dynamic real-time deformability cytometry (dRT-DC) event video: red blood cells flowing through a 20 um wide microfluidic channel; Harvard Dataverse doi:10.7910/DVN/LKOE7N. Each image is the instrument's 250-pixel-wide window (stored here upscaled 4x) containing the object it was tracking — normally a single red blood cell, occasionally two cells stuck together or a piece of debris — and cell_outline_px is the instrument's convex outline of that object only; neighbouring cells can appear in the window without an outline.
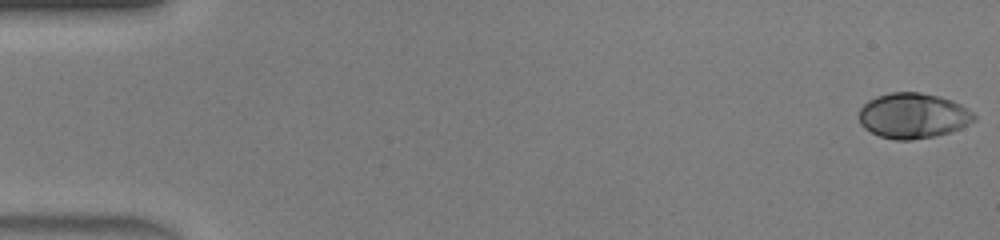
{"species": "human", "species_latin": "Homo sapiens", "temperature_condition": "warm", "stored_images_in_passage": 44, "camera_frame_rate_fps": 3000, "um_per_image_px": 0.085, "donor": {"sex": "male"}, "frame": {"image": 1, "passage_image": 1, "time_ms": 0.0, "image_size_px": [1000, 240], "cell_outline_px": [[976, 120], [960, 128], [936, 136], [912, 140], [896, 140], [880, 136], [864, 128], [860, 124], [860, 108], [868, 100], [876, 96], [892, 92], [920, 92], [940, 96], [952, 100], [968, 108], [976, 116]], "centroid_in_image_um": [77.62, 9.83], "position_along_channel_um": 7.4, "area_um2": 30.46}}
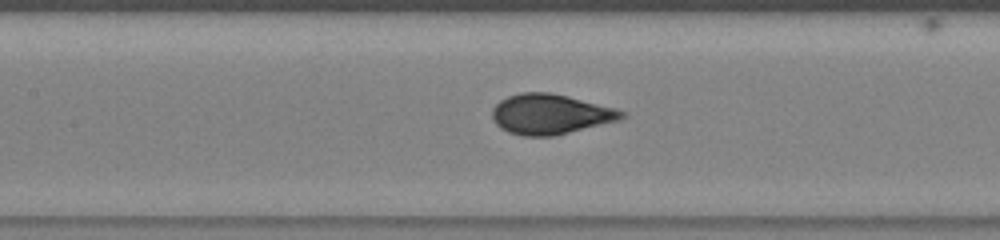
{"frame": {"image": 2, "passage_image": 22, "time_ms": 7.0, "image_size_px": [1000, 240], "cell_outline_px": [[628, 116], [620, 120], [552, 136], [524, 136], [508, 132], [500, 128], [496, 124], [492, 116], [492, 108], [500, 100], [508, 96], [520, 92], [548, 92], [568, 96], [616, 108], [628, 112]], "centroid_in_image_um": [46.8, 9.7], "position_along_channel_um": 160.6, "area_um2": 30.4}}
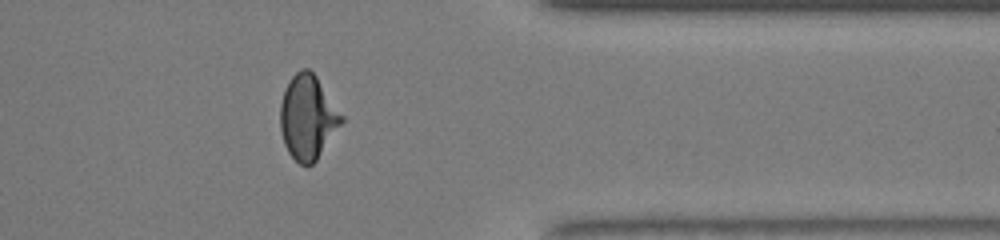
{"frame": {"image": 3, "passage_image": 38, "time_ms": 12.333, "image_size_px": [1000, 240], "cell_outline_px": [[344, 120], [316, 160], [312, 164], [300, 164], [288, 152], [284, 144], [280, 128], [280, 104], [284, 88], [288, 80], [300, 68], [308, 68], [316, 76], [344, 116]], "centroid_in_image_um": [26.14, 9.93], "position_along_channel_um": 385.3, "area_um2": 30.0}, "authors_computed_cell_mechanics": {"area_um2": 29.8826, "velocity_mm_per_s": 4.4567, "shape_relaxation_time_tau1_ms": 4.0842, "shape_relaxation_time_tau2_ms": null, "deformation_change_tau1": 0.2064, "deformation_change_tau2": null}}